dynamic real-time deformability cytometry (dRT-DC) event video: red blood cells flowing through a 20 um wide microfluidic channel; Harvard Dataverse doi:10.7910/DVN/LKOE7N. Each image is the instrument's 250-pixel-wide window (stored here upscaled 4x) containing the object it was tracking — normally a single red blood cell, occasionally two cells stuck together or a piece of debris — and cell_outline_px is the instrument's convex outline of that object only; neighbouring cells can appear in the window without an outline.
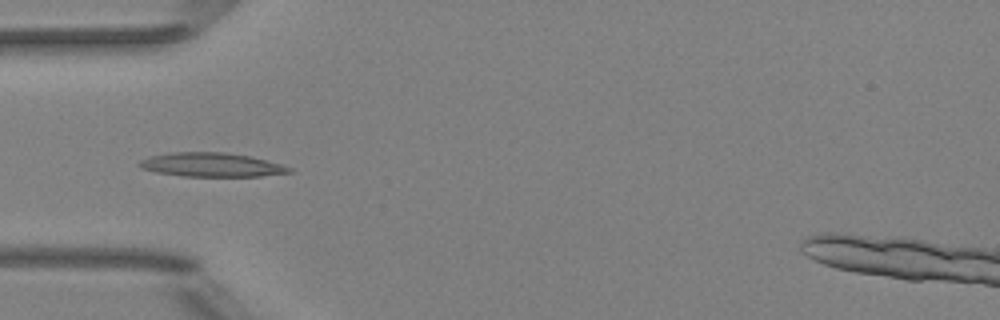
{"species": "Egyptian fruit bat (a non-hibernating species)", "species_latin": "Rousettus aegyptiacus", "temperature_condition": "room temperature", "stored_images_in_passage": 36, "camera_frame_rate_fps": 3000, "um_per_image_px": 0.085, "animal": {"sex": "female"}, "frame": {"image": 1, "passage_image": 1, "time_ms": 0.0, "image_size_px": [1000, 320], "cell_outline_px": [[292, 172], [260, 176], [184, 176], [156, 172], [140, 168], [136, 164], [140, 160], [148, 156], [168, 152], [224, 152], [248, 156], [284, 164], [292, 168]], "centroid_in_image_um": [17.94, 14.0], "position_along_channel_um": 67.1, "area_um2": 21.04}}
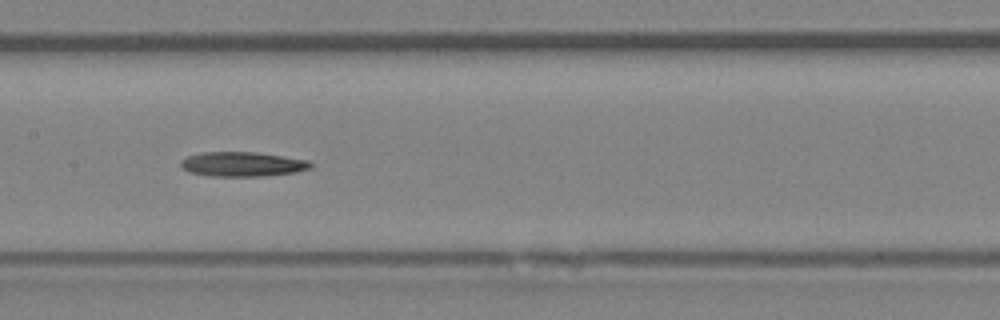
{"frame": {"image": 2, "passage_image": 10, "time_ms": 3.0, "image_size_px": [1000, 320], "cell_outline_px": [[312, 168], [292, 172], [264, 176], [208, 176], [188, 172], [180, 164], [180, 160], [188, 156], [200, 152], [256, 152], [308, 160], [312, 164]], "centroid_in_image_um": [20.57, 13.95], "position_along_channel_um": 186.8, "area_um2": 18.55}}
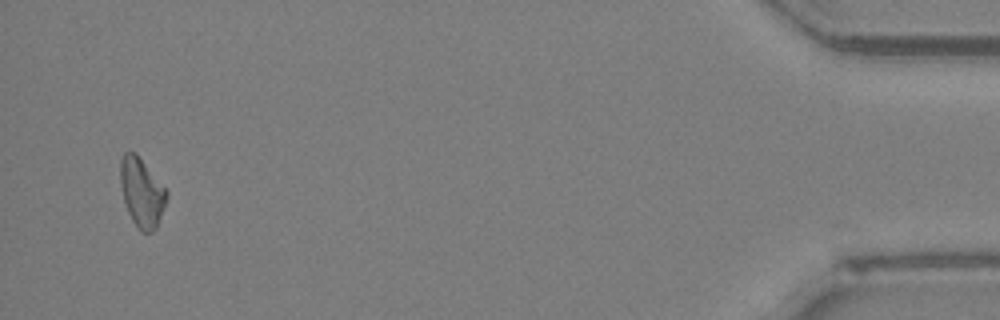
{"frame": {"image": 3, "passage_image": 34, "time_ms": 11.0, "image_size_px": [1000, 320], "cell_outline_px": [[168, 196], [156, 228], [152, 232], [140, 232], [132, 220], [128, 212], [124, 200], [120, 184], [120, 160], [124, 152], [136, 152], [168, 192]], "centroid_in_image_um": [12.03, 16.35], "position_along_channel_um": 423.2, "area_um2": 18.5}, "authors_computed_cell_mechanics": {"area_um2": 18.4671, "velocity_mm_per_s": 4.0266, "shape_relaxation_time_tau1_ms": 4.1306, "shape_relaxation_time_tau2_ms": null, "deformation_change_tau1": 0.1529, "deformation_change_tau2": null}}